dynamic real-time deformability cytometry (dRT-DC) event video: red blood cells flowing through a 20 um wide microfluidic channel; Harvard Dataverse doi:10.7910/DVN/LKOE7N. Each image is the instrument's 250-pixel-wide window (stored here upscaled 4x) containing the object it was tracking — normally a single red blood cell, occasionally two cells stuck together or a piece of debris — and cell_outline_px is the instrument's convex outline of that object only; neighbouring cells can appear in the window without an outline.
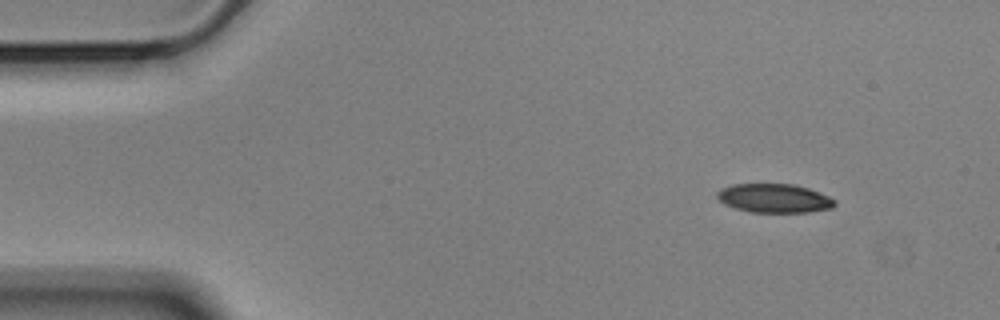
{"species": "Egyptian fruit bat (a non-hibernating species)", "species_latin": "Rousettus aegyptiacus", "temperature_condition": "cold", "stored_images_in_passage": 51, "camera_frame_rate_fps": 3000, "um_per_image_px": 0.085, "animal": {"sex": "male"}, "frame": {"image": 1, "passage_image": 1, "time_ms": 0.0, "image_size_px": [1000, 320], "cell_outline_px": [[836, 204], [832, 208], [808, 212], [748, 212], [724, 204], [716, 196], [716, 192], [720, 188], [732, 184], [796, 184], [808, 188], [828, 196], [836, 200]], "centroid_in_image_um": [65.79, 16.85], "position_along_channel_um": 19.2, "area_um2": 19.88}}
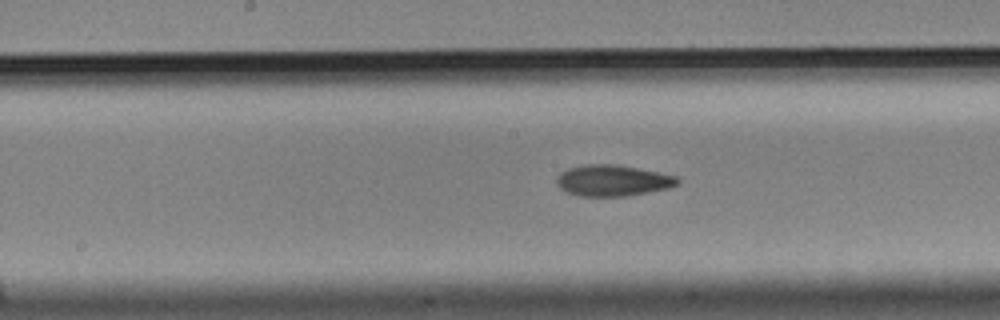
{"frame": {"image": 2, "passage_image": 23, "time_ms": 7.333, "image_size_px": [1000, 320], "cell_outline_px": [[680, 184], [668, 188], [624, 196], [580, 196], [568, 192], [560, 188], [556, 184], [556, 176], [560, 172], [568, 168], [584, 164], [612, 164], [636, 168], [680, 176]], "centroid_in_image_um": [52.08, 15.34], "position_along_channel_um": 196.1, "area_um2": 21.96}}
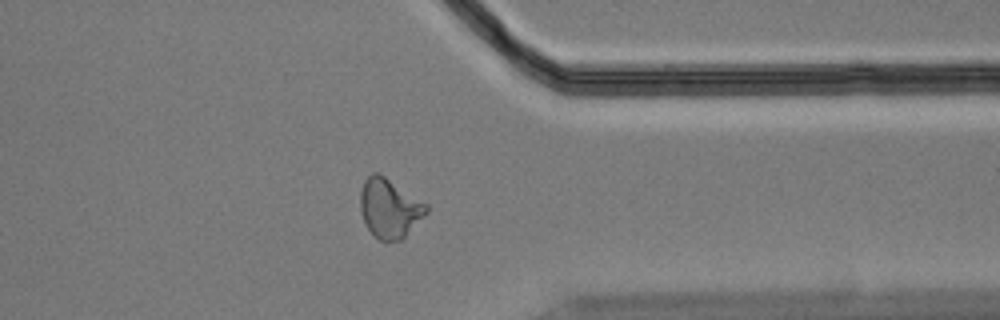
{"frame": {"image": 3, "passage_image": 39, "time_ms": 12.667, "image_size_px": [1000, 320], "cell_outline_px": [[428, 212], [400, 240], [380, 240], [368, 228], [360, 212], [360, 192], [364, 180], [372, 172], [380, 172], [428, 204]], "centroid_in_image_um": [33.1, 17.64], "position_along_channel_um": 378.3, "area_um2": 22.72}, "authors_computed_cell_mechanics": {"area_um2": 21.7328, "velocity_mm_per_s": 3.5428, "shape_relaxation_time_tau1_ms": 5.0087, "shape_relaxation_time_tau2_ms": 4.1715, "deformation_change_tau1": 0.1379, "deformation_change_tau2": 0.1092}}